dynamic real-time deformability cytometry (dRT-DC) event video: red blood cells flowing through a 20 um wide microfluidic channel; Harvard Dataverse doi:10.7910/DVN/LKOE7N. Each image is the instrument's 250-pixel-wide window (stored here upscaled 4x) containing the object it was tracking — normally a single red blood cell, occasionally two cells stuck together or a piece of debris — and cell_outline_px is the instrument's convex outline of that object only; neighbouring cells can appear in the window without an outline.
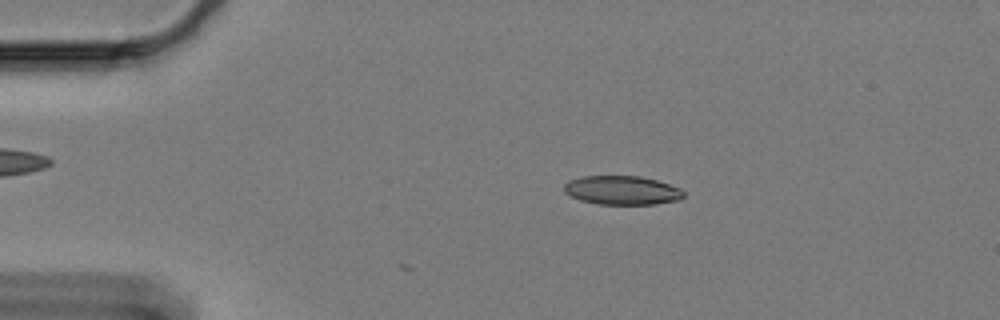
{"species": "Egyptian fruit bat (a non-hibernating species)", "species_latin": "Rousettus aegyptiacus", "temperature_condition": "cold", "stored_images_in_passage": 11, "camera_frame_rate_fps": 3000, "um_per_image_px": 0.085, "animal": {"sex": "female"}, "frame": {"image": 1, "passage_image": 11, "time_ms": 3.333, "image_size_px": [1000, 320], "cell_outline_px": [[684, 196], [680, 200], [656, 204], [596, 204], [580, 200], [564, 192], [564, 184], [568, 180], [580, 176], [640, 176], [656, 180], [680, 188], [684, 192]], "centroid_in_image_um": [52.86, 16.17], "position_along_channel_um": 32.1, "area_um2": 20.23}}